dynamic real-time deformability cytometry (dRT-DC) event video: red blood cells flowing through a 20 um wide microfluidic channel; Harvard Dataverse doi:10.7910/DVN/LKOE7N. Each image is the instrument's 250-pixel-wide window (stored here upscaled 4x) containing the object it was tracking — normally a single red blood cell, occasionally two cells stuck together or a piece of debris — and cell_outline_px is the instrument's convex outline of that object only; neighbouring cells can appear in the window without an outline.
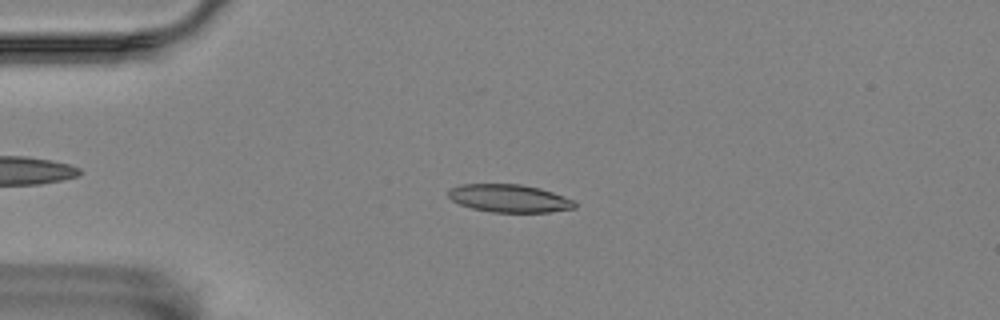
{"species": "Egyptian fruit bat (a non-hibernating species)", "species_latin": "Rousettus aegyptiacus", "temperature_condition": "room temperature", "stored_images_in_passage": 56, "camera_frame_rate_fps": 3000, "um_per_image_px": 0.085, "animal": {"sex": "female"}, "frame": {"image": 1, "passage_image": 13, "time_ms": 4.0, "image_size_px": [1000, 320], "cell_outline_px": [[576, 208], [548, 212], [492, 212], [472, 208], [460, 204], [452, 200], [448, 196], [448, 192], [452, 188], [460, 184], [520, 184], [540, 188], [576, 200]], "centroid_in_image_um": [43.32, 16.86], "position_along_channel_um": 41.7, "area_um2": 20.52}}
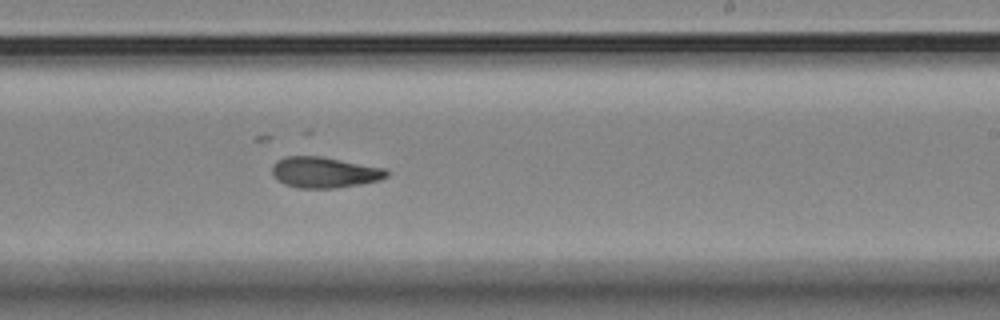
{"frame": {"image": 2, "passage_image": 34, "time_ms": 11.0, "image_size_px": [1000, 320], "cell_outline_px": [[388, 176], [380, 180], [360, 184], [336, 188], [296, 188], [284, 184], [276, 180], [272, 172], [272, 164], [276, 160], [284, 156], [320, 156], [384, 168], [388, 172]], "centroid_in_image_um": [27.52, 14.65], "position_along_channel_um": 261.5, "area_um2": 20.69}}
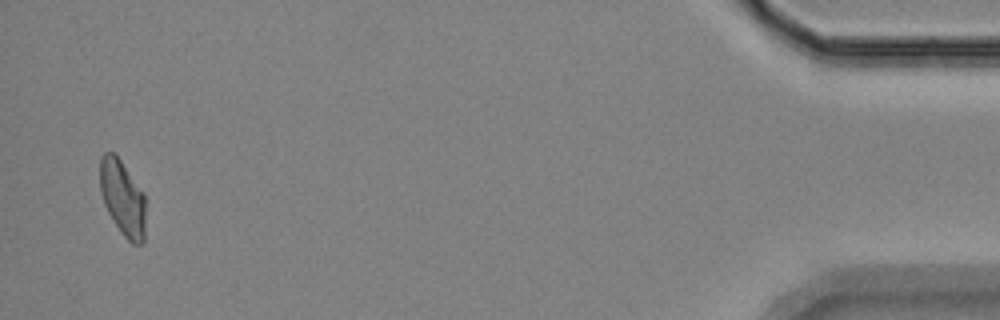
{"frame": {"image": 3, "passage_image": 55, "time_ms": 18.0, "image_size_px": [1000, 320], "cell_outline_px": [[144, 240], [140, 244], [132, 244], [120, 232], [108, 212], [104, 204], [100, 192], [100, 156], [104, 152], [112, 152], [120, 160], [144, 192]], "centroid_in_image_um": [10.4, 16.82], "position_along_channel_um": 424.8, "area_um2": 19.94}, "authors_computed_cell_mechanics": {"area_um2": 20.4612, "velocity_mm_per_s": 3.4852, "shape_relaxation_time_tau1_ms": 10.7943, "shape_relaxation_time_tau2_ms": 3.5036, "deformation_change_tau1": 0.2372, "deformation_change_tau2": 0.1036}}